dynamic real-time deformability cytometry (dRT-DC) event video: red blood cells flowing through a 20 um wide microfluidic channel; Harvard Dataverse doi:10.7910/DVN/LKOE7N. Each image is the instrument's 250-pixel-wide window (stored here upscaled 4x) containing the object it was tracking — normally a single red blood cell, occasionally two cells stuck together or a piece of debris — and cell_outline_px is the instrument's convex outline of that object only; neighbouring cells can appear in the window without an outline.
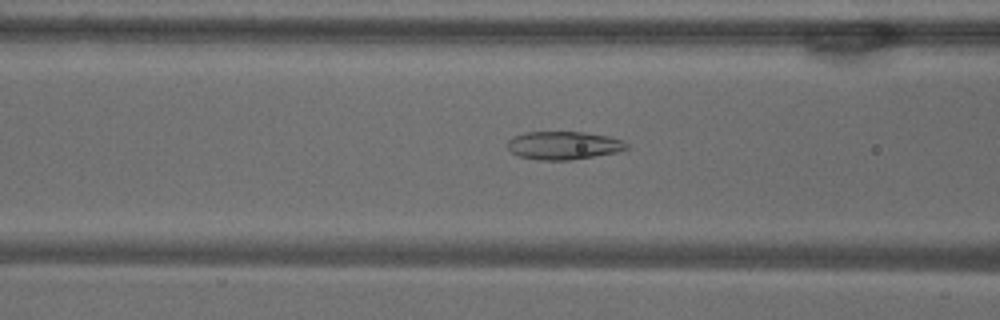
{"species": "common noctule bat (a hibernating species)", "species_latin": "Nyctalus noctula", "temperature_condition": "warm", "stored_images_in_passage": 55, "camera_frame_rate_fps": 3000, "um_per_image_px": 0.085, "animal": {"sex": "male", "body_mass_g": 18.8}, "frame": {"image": 1, "passage_image": 22, "time_ms": 7.0, "image_size_px": [1000, 320], "cell_outline_px": [[628, 148], [616, 152], [568, 160], [540, 160], [520, 156], [512, 152], [508, 148], [508, 140], [512, 136], [524, 132], [584, 132], [608, 136], [624, 140], [628, 144]], "centroid_in_image_um": [47.9, 12.34], "position_along_channel_um": 118.7, "area_um2": 19.42}}
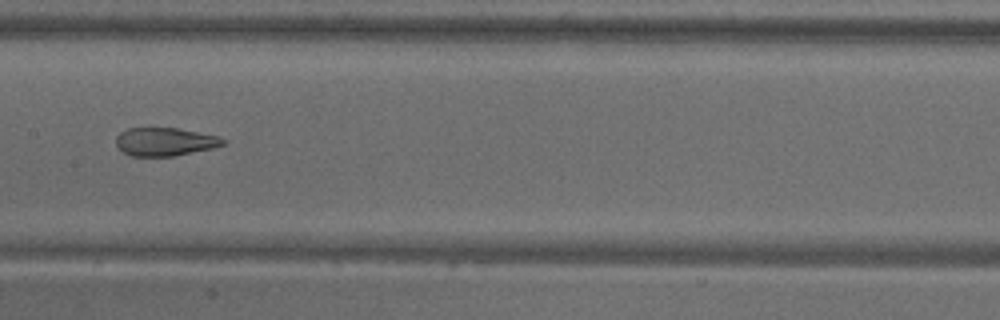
{"frame": {"image": 2, "passage_image": 28, "time_ms": 9.0, "image_size_px": [1000, 320], "cell_outline_px": [[228, 140], [224, 144], [212, 148], [172, 156], [132, 156], [124, 152], [116, 144], [116, 136], [120, 132], [128, 128], [176, 128], [216, 136]], "centroid_in_image_um": [14.0, 12.04], "position_along_channel_um": 193.4, "area_um2": 17.34}}
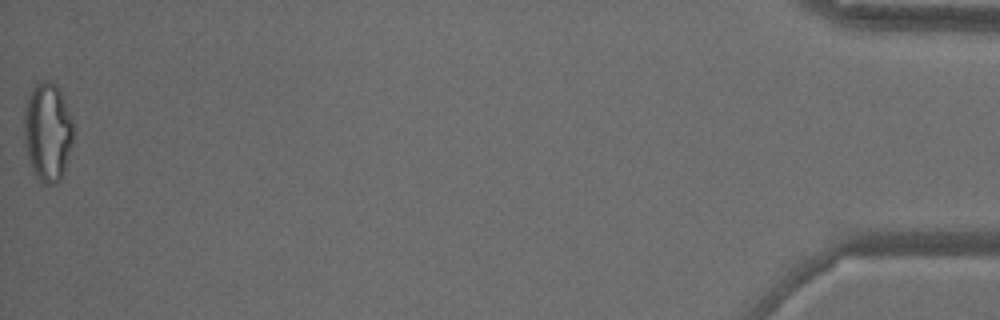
{"frame": {"image": 3, "passage_image": 55, "time_ms": 18.0, "image_size_px": [1000, 320], "cell_outline_px": [[72, 144], [64, 172], [60, 180], [56, 184], [40, 184], [32, 172], [28, 160], [24, 144], [24, 112], [28, 96], [32, 88], [36, 84], [44, 80], [52, 80], [56, 84], [60, 92], [72, 120]], "centroid_in_image_um": [4.02, 11.26], "position_along_channel_um": 431.2, "area_um2": 28.61}, "authors_computed_cell_mechanics": {"area_um2": 22.5998, "velocity_mm_per_s": 3.7231, "shape_relaxation_time_tau1_ms": null, "shape_relaxation_time_tau2_ms": 1.5542, "deformation_change_tau1": null, "deformation_change_tau2": 0.0964}}